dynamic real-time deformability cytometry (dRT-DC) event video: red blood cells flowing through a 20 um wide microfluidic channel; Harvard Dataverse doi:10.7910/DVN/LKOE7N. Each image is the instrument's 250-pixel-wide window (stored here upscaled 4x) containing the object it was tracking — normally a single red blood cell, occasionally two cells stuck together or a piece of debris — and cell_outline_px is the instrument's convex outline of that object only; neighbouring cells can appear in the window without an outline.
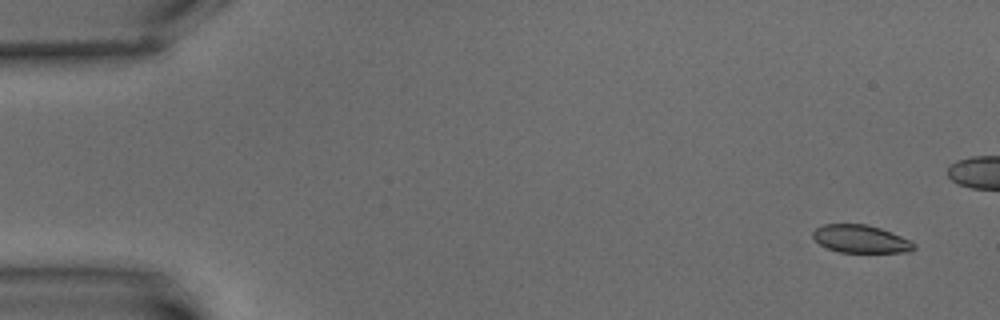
{"species": "common noctule bat (a hibernating species)", "species_latin": "Nyctalus noctula", "temperature_condition": "warm", "stored_images_in_passage": 6, "segment_of_instrument_passage": [2, 2], "camera_frame_rate_fps": 3000, "um_per_image_px": 0.085, "animal": {"sex": "male", "body_mass_g": 15.6}, "frame": {"image": 1, "passage_image": 6, "time_ms": 6.667, "image_size_px": [1000, 320], "cell_outline_px": [[916, 248], [908, 252], [840, 252], [828, 248], [820, 244], [812, 236], [812, 232], [816, 228], [824, 224], [864, 224], [880, 228], [900, 236], [916, 244]], "centroid_in_image_um": [73.15, 20.31], "position_along_channel_um": 11.9, "area_um2": 16.18}}